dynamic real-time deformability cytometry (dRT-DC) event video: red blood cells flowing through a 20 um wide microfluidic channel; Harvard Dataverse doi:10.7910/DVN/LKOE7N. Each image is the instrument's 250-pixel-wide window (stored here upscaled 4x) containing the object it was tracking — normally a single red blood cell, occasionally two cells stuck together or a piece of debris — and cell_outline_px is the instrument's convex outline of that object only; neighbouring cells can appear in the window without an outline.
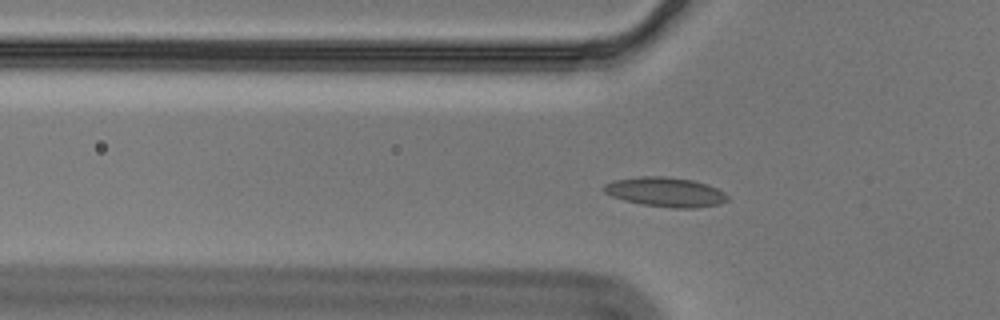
{"species": "Egyptian fruit bat (a non-hibernating species)", "species_latin": "Rousettus aegyptiacus", "temperature_condition": "cold", "stored_images_in_passage": 46, "segment_of_instrument_passage": [1, 3], "camera_frame_rate_fps": 3000, "um_per_image_px": 0.085, "animal": {"sex": "male"}, "frame": {"image": 1, "passage_image": 7, "time_ms": 2.0, "image_size_px": [1000, 320], "cell_outline_px": [[728, 200], [720, 204], [696, 208], [672, 208], [640, 204], [624, 200], [612, 196], [604, 192], [604, 184], [616, 180], [640, 176], [664, 176], [692, 180], [708, 184], [724, 192], [728, 196]], "centroid_in_image_um": [56.59, 16.33], "position_along_channel_um": 69.2, "area_um2": 21.27}}
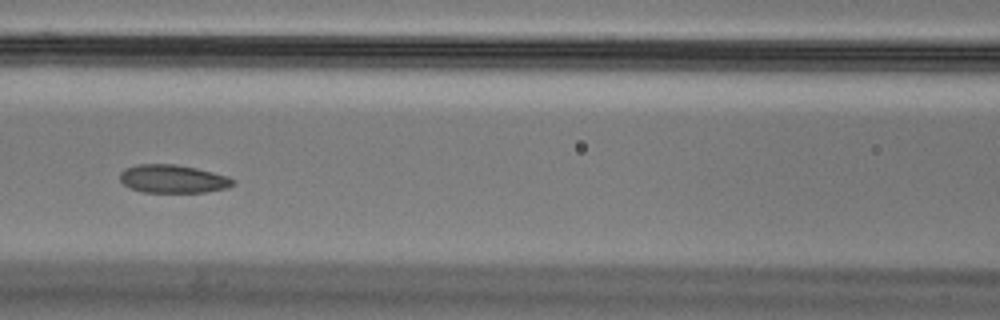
{"frame": {"image": 2, "passage_image": 14, "time_ms": 4.333, "image_size_px": [1000, 320], "cell_outline_px": [[236, 184], [228, 188], [204, 192], [144, 192], [132, 188], [124, 184], [120, 180], [120, 172], [124, 168], [136, 164], [176, 164], [196, 168], [228, 176], [236, 180]], "centroid_in_image_um": [14.72, 15.2], "position_along_channel_um": 151.9, "area_um2": 18.67}}
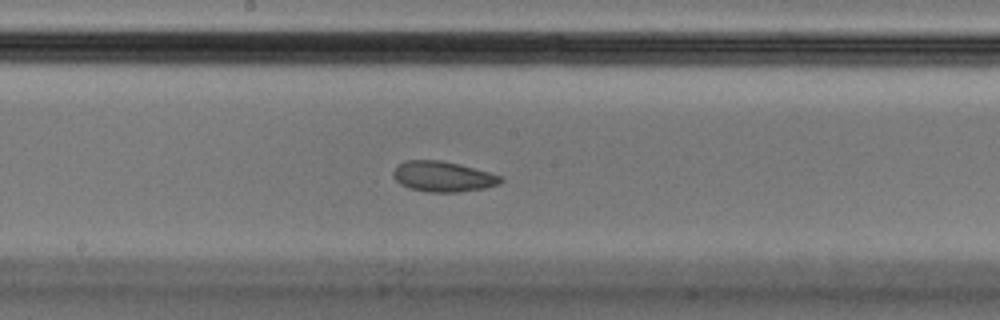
{"frame": {"image": 3, "passage_image": 19, "time_ms": 6.0, "image_size_px": [1000, 320], "cell_outline_px": [[504, 180], [500, 184], [484, 188], [456, 192], [428, 192], [408, 188], [400, 184], [392, 176], [392, 172], [396, 164], [404, 160], [440, 160], [460, 164], [504, 176]], "centroid_in_image_um": [37.63, 15.0], "position_along_channel_um": 210.6, "area_um2": 19.36}}